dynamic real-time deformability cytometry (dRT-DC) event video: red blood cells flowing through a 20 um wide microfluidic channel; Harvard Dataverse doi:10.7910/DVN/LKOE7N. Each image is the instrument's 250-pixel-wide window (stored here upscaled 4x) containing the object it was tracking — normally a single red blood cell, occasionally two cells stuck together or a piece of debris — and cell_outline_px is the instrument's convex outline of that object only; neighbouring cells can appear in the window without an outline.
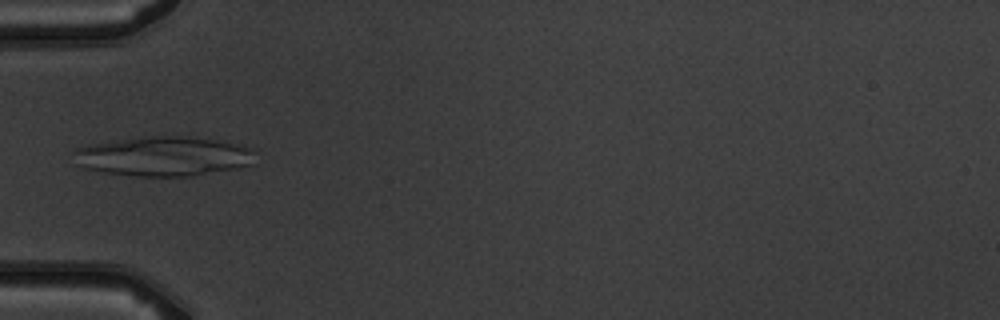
{"species": "common noctule bat (a hibernating species)", "species_latin": "Nyctalus noctula", "temperature_condition": "warm", "stored_images_in_passage": 3, "camera_frame_rate_fps": 3000, "um_per_image_px": 0.085, "animal": {"sex": "male", "body_mass_g": 19.5, "forearm_length_mm": 54.6}, "frame": {"image": 1, "passage_image": 3, "time_ms": 2.333, "image_size_px": [1000, 320], "cell_outline_px": [[256, 164], [240, 168], [192, 176], [136, 176], [100, 172], [84, 168], [76, 164], [72, 152], [76, 148], [88, 144], [152, 136], [176, 136], [216, 140], [244, 144], [256, 148]], "centroid_in_image_um": [13.98, 13.3], "position_along_channel_um": 71.0, "area_um2": 42.54}}